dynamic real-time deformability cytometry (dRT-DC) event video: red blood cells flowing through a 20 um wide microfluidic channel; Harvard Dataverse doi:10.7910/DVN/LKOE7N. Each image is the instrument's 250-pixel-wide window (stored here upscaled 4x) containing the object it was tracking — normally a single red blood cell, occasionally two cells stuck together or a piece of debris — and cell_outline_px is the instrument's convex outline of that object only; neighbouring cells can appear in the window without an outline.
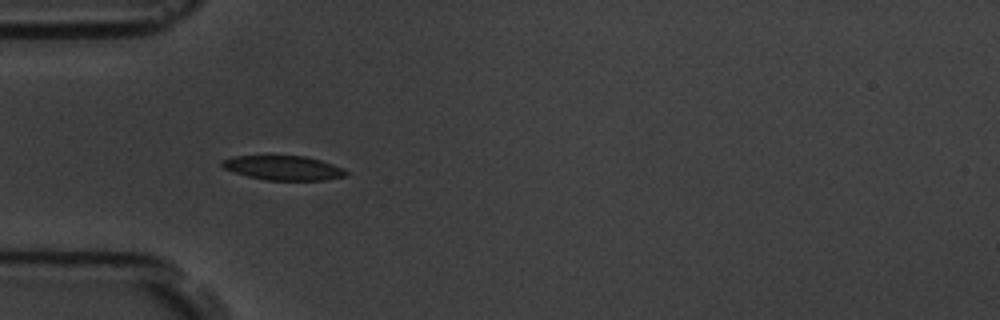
{"species": "common noctule bat (a hibernating species)", "species_latin": "Nyctalus noctula", "temperature_condition": "room temperature", "stored_images_in_passage": 41, "camera_frame_rate_fps": 3000, "um_per_image_px": 0.085, "animal": {"sex": "male", "body_mass_g": 19.5, "forearm_length_mm": 54.6}, "frame": {"image": 1, "passage_image": 1, "time_ms": 0.0, "image_size_px": [1000, 320], "cell_outline_px": [[348, 172], [344, 176], [324, 180], [268, 180], [248, 176], [232, 172], [224, 168], [220, 164], [224, 160], [232, 156], [304, 156], [320, 160], [344, 168]], "centroid_in_image_um": [24.08, 14.27], "position_along_channel_um": 60.9, "area_um2": 17.46}}
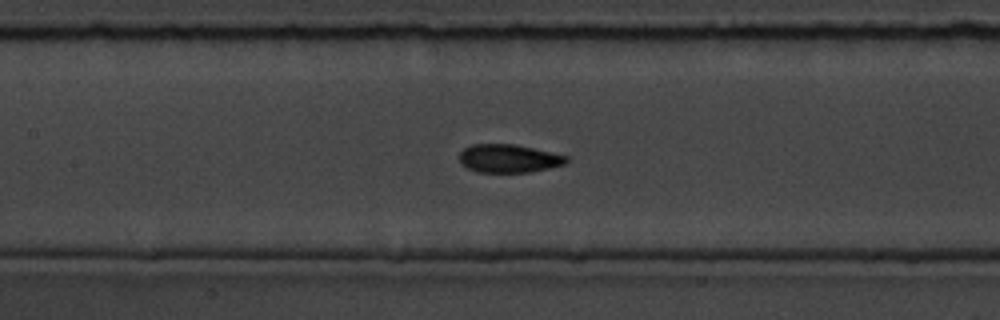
{"frame": {"image": 2, "passage_image": 10, "time_ms": 3.0, "image_size_px": [1000, 320], "cell_outline_px": [[568, 160], [564, 164], [548, 168], [528, 172], [476, 172], [460, 164], [460, 152], [464, 148], [472, 144], [516, 144], [568, 156]], "centroid_in_image_um": [43.21, 13.46], "position_along_channel_um": 164.2, "area_um2": 17.57}}
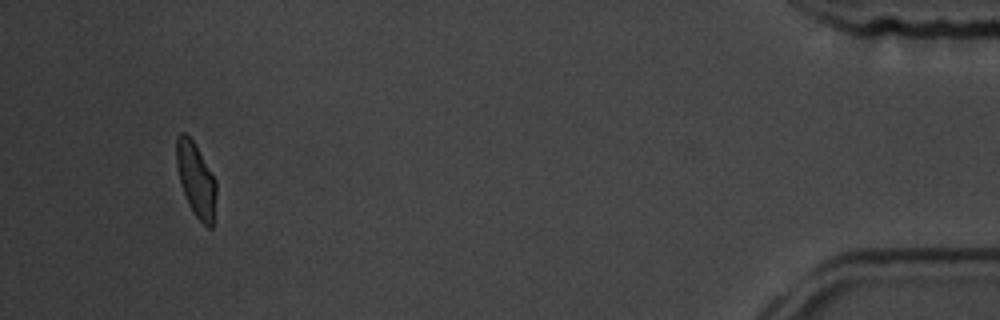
{"frame": {"image": 3, "passage_image": 38, "time_ms": 12.333, "image_size_px": [1000, 320], "cell_outline_px": [[216, 192], [212, 228], [208, 228], [196, 216], [188, 204], [180, 184], [176, 164], [176, 140], [180, 132], [184, 132], [192, 140], [216, 180]], "centroid_in_image_um": [16.64, 15.28], "position_along_channel_um": 418.6, "area_um2": 16.94}, "authors_computed_cell_mechanics": {"area_um2": 17.629, "velocity_mm_per_s": 3.5206, "shape_relaxation_time_tau1_ms": 7.9798, "shape_relaxation_time_tau2_ms": 0.8903, "deformation_change_tau1": 0.2894, "deformation_change_tau2": 0.0594}}